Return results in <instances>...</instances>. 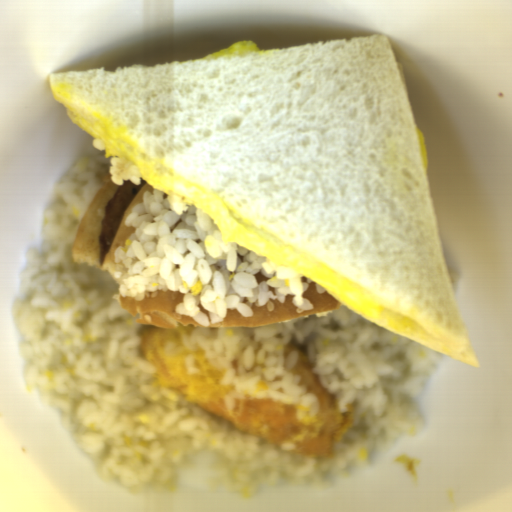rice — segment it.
<instances>
[{"label":"rice","mask_w":512,"mask_h":512,"mask_svg":"<svg viewBox=\"0 0 512 512\" xmlns=\"http://www.w3.org/2000/svg\"><path fill=\"white\" fill-rule=\"evenodd\" d=\"M94 138L59 181L41 214L40 244L24 253L21 288L13 314L21 377L41 401L57 407L80 450L107 481L131 493L167 492L182 471L202 469L222 491L253 499L265 486L326 485L371 464L377 449L397 437L419 435L426 378L441 353L423 347L343 306L261 326L198 327L184 338L201 349L222 383L224 399L270 398L294 404L296 419L315 418L320 401L292 373L294 341L325 391L355 418L335 449L315 459L290 453L246 433L160 384L141 358V332L118 297L142 300L145 292L183 294L177 314L209 326L229 309L244 317L252 303H284L288 294L312 310L304 292L314 282L272 259L224 242L209 216L185 200L153 187L132 209L135 227L114 251L128 268L118 282L94 263L75 262L79 224L109 173L119 187L144 178L122 156H106Z\"/></svg>","instance_id":"1"}]
</instances>
